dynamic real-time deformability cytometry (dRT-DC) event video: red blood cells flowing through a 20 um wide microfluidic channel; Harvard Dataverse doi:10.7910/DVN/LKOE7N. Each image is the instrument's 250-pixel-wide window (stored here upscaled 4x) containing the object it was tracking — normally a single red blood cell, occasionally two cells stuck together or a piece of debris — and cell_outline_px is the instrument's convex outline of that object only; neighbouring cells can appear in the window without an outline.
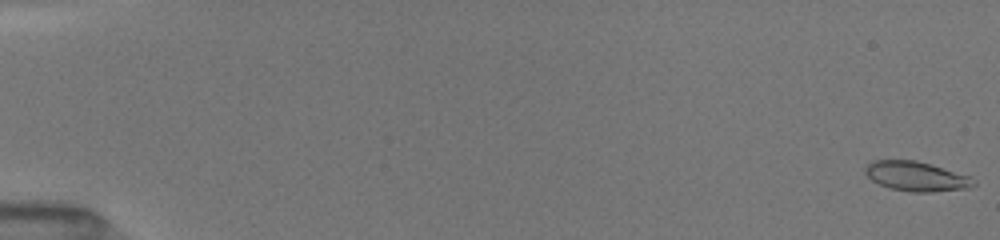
{"species": "common noctule bat (a hibernating species)", "species_latin": "Nyctalus noctula", "temperature_condition": "room temperature", "stored_images_in_passage": 15, "camera_frame_rate_fps": 3000, "um_per_image_px": 0.085, "animal": {"sex": "female", "body_mass_g": 19.5, "forearm_length_mm": 54.1}, "frame": {"image": 1, "passage_image": 1, "time_ms": 0.0, "image_size_px": [1000, 240], "cell_outline_px": [[976, 184], [968, 188], [932, 192], [912, 192], [892, 188], [880, 184], [872, 180], [864, 172], [864, 168], [872, 160], [916, 160], [972, 176], [976, 180]], "centroid_in_image_um": [77.92, 14.98], "position_along_channel_um": 7.1, "area_um2": 18.73}}
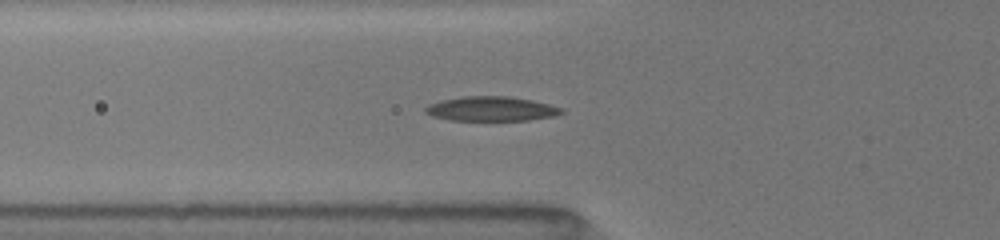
{"frame": {"image": 2, "passage_image": 13, "time_ms": 6.333, "image_size_px": [1000, 240], "cell_outline_px": [[564, 112], [556, 116], [528, 120], [448, 120], [432, 116], [424, 112], [424, 108], [428, 104], [440, 100], [464, 96], [508, 96], [532, 100], [564, 108]], "centroid_in_image_um": [41.75, 9.25], "position_along_channel_um": 84.1, "area_um2": 19.59}}
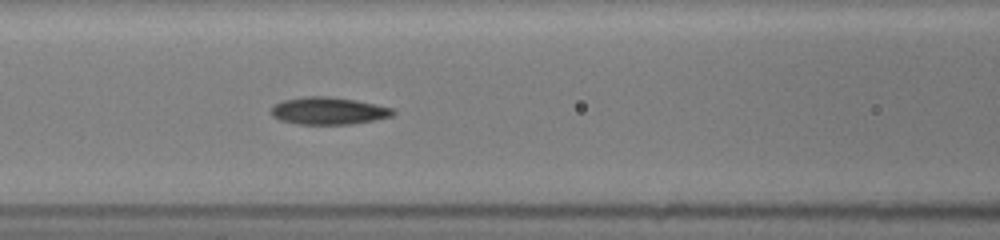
{"frame": {"image": 3, "passage_image": 15, "time_ms": 7.667, "image_size_px": [1000, 240], "cell_outline_px": [[396, 112], [392, 116], [352, 124], [296, 124], [280, 120], [272, 116], [268, 112], [276, 104], [284, 100], [308, 96], [328, 96], [356, 100], [396, 108]], "centroid_in_image_um": [27.94, 9.42], "position_along_channel_um": 138.7, "area_um2": 19.48}}